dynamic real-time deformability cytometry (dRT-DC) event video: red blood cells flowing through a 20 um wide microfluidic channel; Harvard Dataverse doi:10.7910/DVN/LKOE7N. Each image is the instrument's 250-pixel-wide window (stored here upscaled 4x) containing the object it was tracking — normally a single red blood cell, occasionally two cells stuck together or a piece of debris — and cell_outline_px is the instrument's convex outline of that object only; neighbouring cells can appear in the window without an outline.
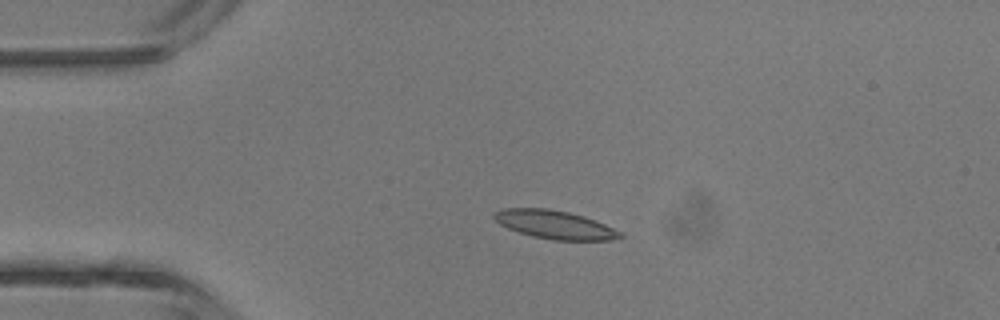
{"species": "common noctule bat (a hibernating species)", "species_latin": "Nyctalus noctula", "temperature_condition": "room temperature", "stored_images_in_passage": 4, "camera_frame_rate_fps": 3000, "um_per_image_px": 0.085, "animal": {"sex": "male", "body_mass_g": 13.3}, "frame": {"image": 1, "passage_image": 3, "time_ms": 3.333, "image_size_px": [1000, 320], "cell_outline_px": [[624, 236], [612, 240], [552, 240], [532, 236], [508, 228], [500, 224], [492, 216], [492, 212], [500, 208], [548, 208], [568, 212], [584, 216], [596, 220], [624, 232]], "centroid_in_image_um": [47.17, 19.09], "position_along_channel_um": 37.8, "area_um2": 21.1}}